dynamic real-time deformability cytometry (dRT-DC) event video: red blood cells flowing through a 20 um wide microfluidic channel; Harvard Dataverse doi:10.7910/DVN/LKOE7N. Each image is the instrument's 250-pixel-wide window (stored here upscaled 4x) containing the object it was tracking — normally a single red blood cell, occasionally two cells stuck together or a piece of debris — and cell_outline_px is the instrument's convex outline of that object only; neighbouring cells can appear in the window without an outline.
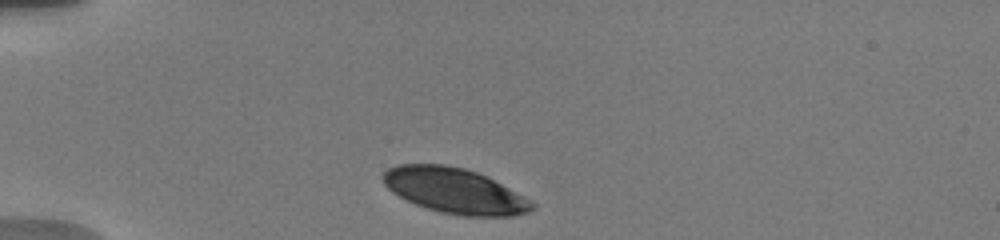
{"species": "human", "species_latin": "Homo sapiens", "temperature_condition": "warm", "stored_images_in_passage": 5, "camera_frame_rate_fps": 3000, "um_per_image_px": 0.085, "donor": {"sex": "male"}, "frame": {"image": 1, "passage_image": 1, "time_ms": 0.0, "image_size_px": [1000, 240], "cell_outline_px": [[536, 208], [528, 212], [512, 216], [464, 216], [440, 212], [416, 204], [392, 192], [384, 184], [380, 176], [388, 168], [396, 164], [444, 164], [464, 168], [476, 172], [500, 184], [536, 204]], "centroid_in_image_um": [38.6, 16.21], "position_along_channel_um": 46.4, "area_um2": 38.9}}
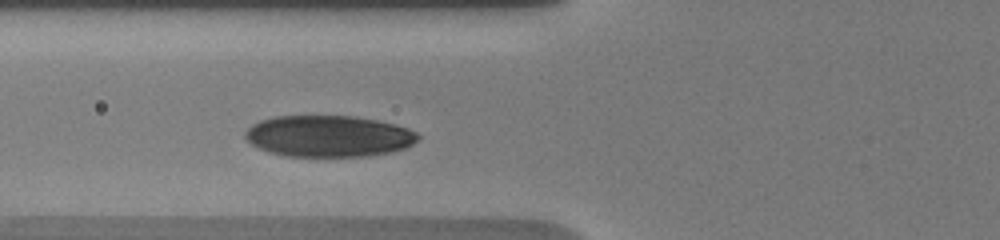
{"frame": {"image": 2, "passage_image": 5, "time_ms": 2.333, "image_size_px": [1000, 240], "cell_outline_px": [[420, 140], [404, 148], [392, 152], [368, 156], [288, 156], [268, 152], [252, 144], [244, 136], [244, 132], [252, 124], [260, 120], [276, 116], [356, 116], [376, 120], [408, 128], [416, 132], [420, 136]], "centroid_in_image_um": [27.94, 11.57], "position_along_channel_um": 97.9, "area_um2": 41.73}}